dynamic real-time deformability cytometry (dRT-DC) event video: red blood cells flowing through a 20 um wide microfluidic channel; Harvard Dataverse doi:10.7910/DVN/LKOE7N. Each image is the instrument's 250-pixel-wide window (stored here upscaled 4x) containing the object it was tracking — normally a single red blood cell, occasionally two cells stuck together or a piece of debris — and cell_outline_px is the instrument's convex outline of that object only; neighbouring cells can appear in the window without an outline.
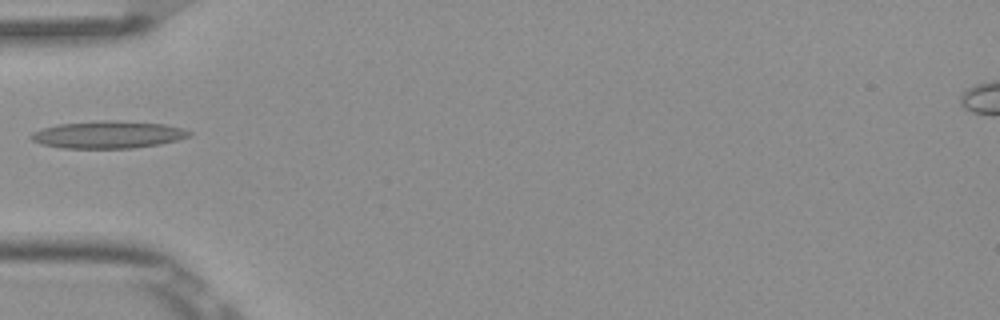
{"species": "Egyptian fruit bat (a non-hibernating species)", "species_latin": "Rousettus aegyptiacus", "temperature_condition": "room temperature", "stored_images_in_passage": 5, "camera_frame_rate_fps": 3000, "um_per_image_px": 0.085, "frame": {"image": 1, "passage_image": 5, "time_ms": 1.333, "image_size_px": [1000, 320], "cell_outline_px": [[192, 136], [160, 144], [132, 148], [60, 148], [40, 144], [32, 140], [28, 136], [32, 132], [56, 124], [100, 120], [116, 120], [164, 124], [184, 128], [192, 132]], "centroid_in_image_um": [9.17, 11.44], "position_along_channel_um": 75.8, "area_um2": 25.43}}